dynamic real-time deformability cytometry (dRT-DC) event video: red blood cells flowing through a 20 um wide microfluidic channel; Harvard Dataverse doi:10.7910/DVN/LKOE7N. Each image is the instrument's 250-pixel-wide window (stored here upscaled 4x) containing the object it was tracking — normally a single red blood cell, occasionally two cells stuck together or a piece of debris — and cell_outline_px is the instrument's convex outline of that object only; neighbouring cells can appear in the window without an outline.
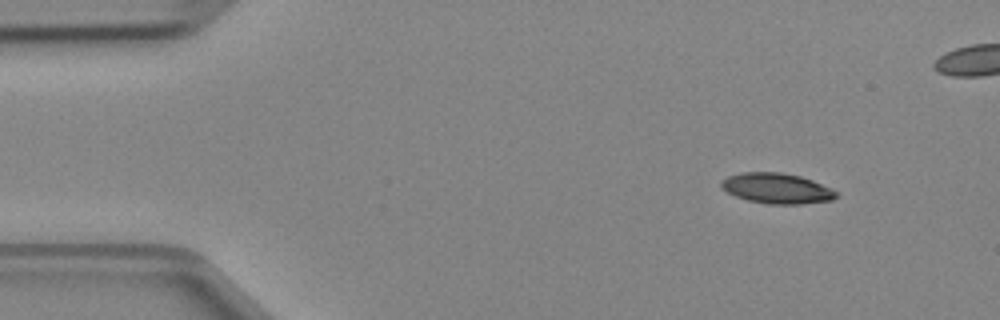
{"species": "Egyptian fruit bat (a non-hibernating species)", "species_latin": "Rousettus aegyptiacus", "temperature_condition": "cold", "stored_images_in_passage": 4, "camera_frame_rate_fps": 3000, "um_per_image_px": 0.085, "animal": {"sex": "female"}, "frame": {"image": 1, "passage_image": 1, "time_ms": 0.0, "image_size_px": [1000, 320], "cell_outline_px": [[836, 196], [832, 200], [800, 204], [768, 204], [748, 200], [736, 196], [720, 188], [720, 180], [728, 176], [740, 172], [780, 172], [800, 176], [812, 180], [832, 188], [836, 192]], "centroid_in_image_um": [65.99, 16.0], "position_along_channel_um": 19.0, "area_um2": 20.4}}